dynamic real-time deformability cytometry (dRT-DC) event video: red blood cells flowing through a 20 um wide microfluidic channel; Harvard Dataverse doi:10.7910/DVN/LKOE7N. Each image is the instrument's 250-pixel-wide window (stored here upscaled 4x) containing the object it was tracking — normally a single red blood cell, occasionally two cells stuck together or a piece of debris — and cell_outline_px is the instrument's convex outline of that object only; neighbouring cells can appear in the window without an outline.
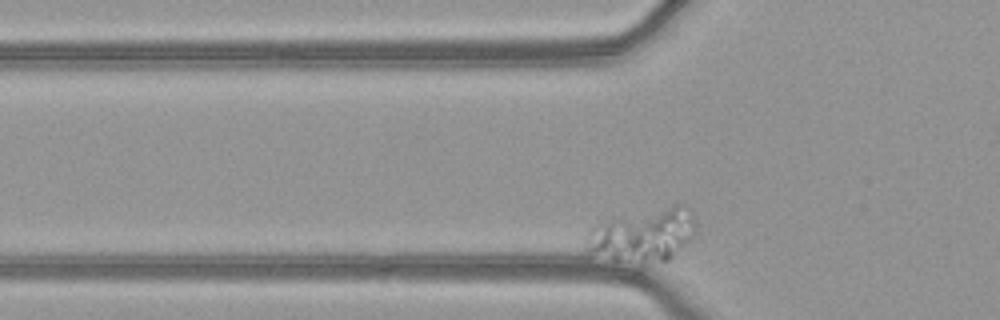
{"species": "common noctule bat (a hibernating species)", "species_latin": "Nyctalus noctula", "temperature_condition": "warm", "stored_images_in_passage": 25, "camera_frame_rate_fps": 3000, "um_per_image_px": 0.085, "animal": {"sex": "female", "body_mass_g": 21.9}, "frame": {"image": 1, "passage_image": 10, "time_ms": 3.0, "image_size_px": [1000, 320], "cell_outline_px": [[696, 224], [692, 236], [668, 260], [632, 276], [588, 252], [584, 248], [588, 232], [596, 224], [672, 204], [688, 204], [696, 216]], "centroid_in_image_um": [54.59, 20.21], "position_along_channel_um": 71.2, "area_um2": 37.17}}
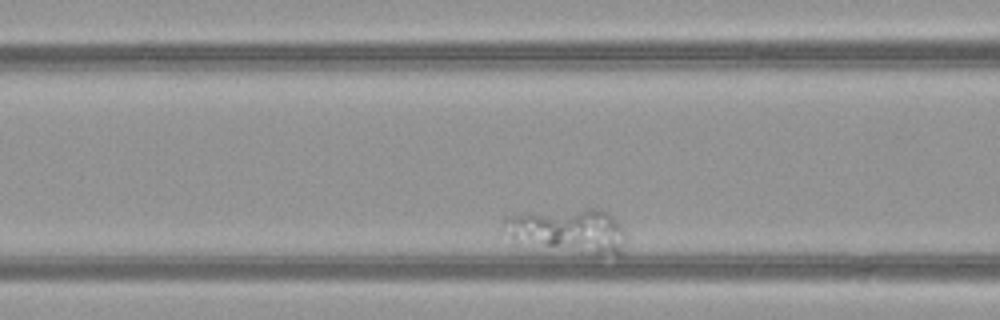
{"frame": {"image": 2, "passage_image": 16, "time_ms": 5.0, "image_size_px": [1000, 320], "cell_outline_px": [[624, 244], [620, 252], [616, 256], [596, 256], [512, 240], [500, 232], [500, 220], [504, 216], [528, 212], [588, 208], [600, 208], [608, 212], [624, 228]], "centroid_in_image_um": [48.25, 19.6], "position_along_channel_um": 118.3, "area_um2": 32.43}}
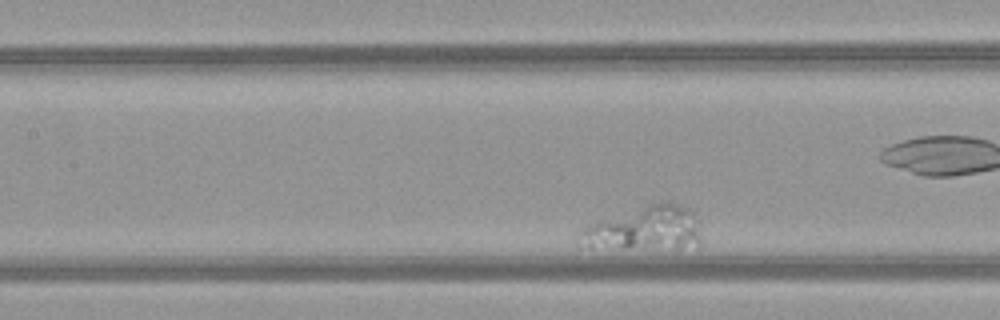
{"frame": {"image": 3, "passage_image": 20, "time_ms": 6.333, "image_size_px": [1000, 320], "cell_outline_px": [[700, 244], [680, 248], [576, 248], [576, 232], [580, 228], [600, 220], [648, 204], [664, 200], [688, 208], [692, 212], [696, 220], [700, 240]], "centroid_in_image_um": [54.66, 19.45], "position_along_channel_um": 152.7, "area_um2": 31.67}}